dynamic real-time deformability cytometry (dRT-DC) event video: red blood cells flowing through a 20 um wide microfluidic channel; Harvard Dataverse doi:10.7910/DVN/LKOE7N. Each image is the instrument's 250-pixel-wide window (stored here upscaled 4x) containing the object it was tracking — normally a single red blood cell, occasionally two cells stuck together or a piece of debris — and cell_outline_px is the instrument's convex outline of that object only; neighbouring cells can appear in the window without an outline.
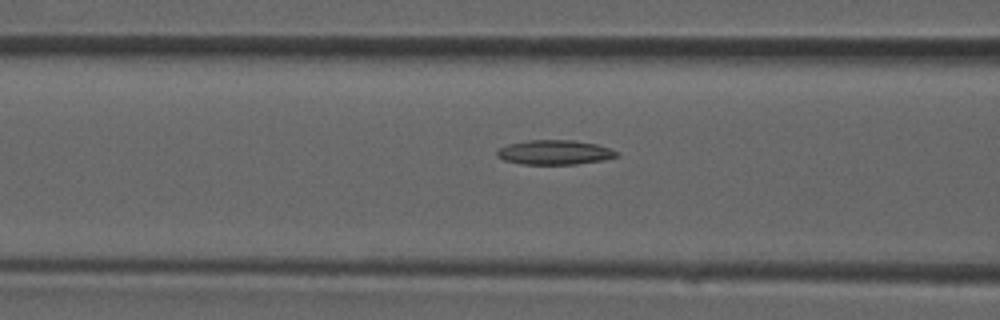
{"species": "common noctule bat (a hibernating species)", "species_latin": "Nyctalus noctula", "temperature_condition": "room temperature", "stored_images_in_passage": 13, "camera_frame_rate_fps": 3000, "um_per_image_px": 0.085, "animal": {"sex": "male", "forearm_length_mm": 52.5}, "frame": {"image": 1, "passage_image": 7, "time_ms": 2.0, "image_size_px": [1000, 320], "cell_outline_px": [[620, 156], [604, 160], [576, 164], [520, 164], [504, 160], [496, 156], [496, 152], [500, 148], [508, 144], [528, 140], [572, 140], [596, 144], [620, 152]], "centroid_in_image_um": [47.16, 12.95], "position_along_channel_um": 119.4, "area_um2": 17.17}}
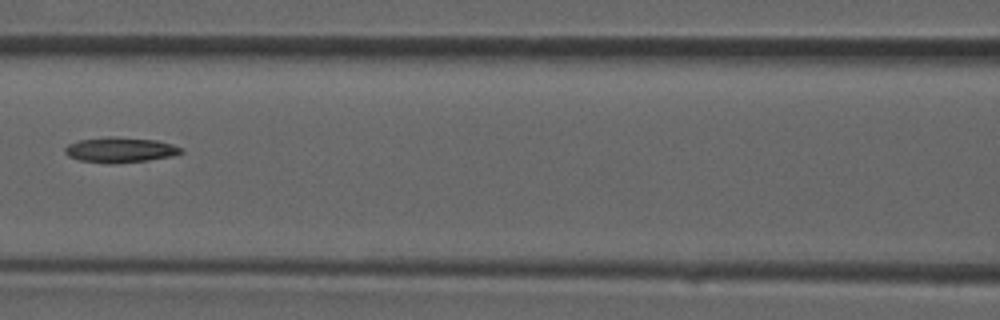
{"frame": {"image": 2, "passage_image": 9, "time_ms": 2.667, "image_size_px": [1000, 320], "cell_outline_px": [[184, 152], [172, 156], [148, 160], [112, 164], [108, 164], [80, 160], [68, 156], [64, 152], [64, 148], [68, 144], [80, 140], [108, 136], [116, 136], [156, 140], [172, 144], [184, 148]], "centroid_in_image_um": [10.22, 12.74], "position_along_channel_um": 156.4, "area_um2": 17.28}}
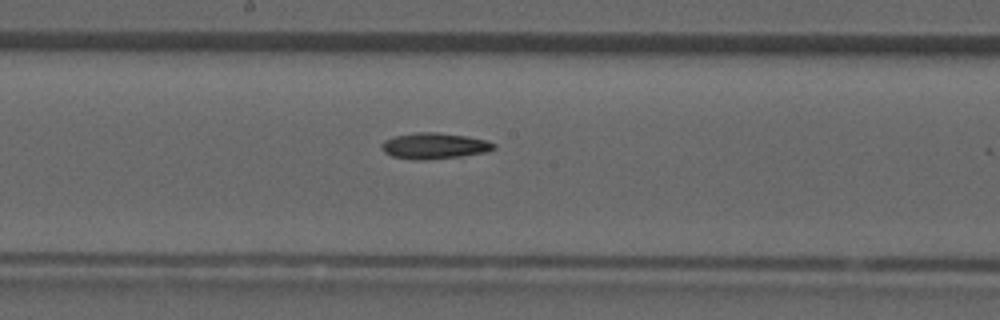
{"frame": {"image": 3, "passage_image": 12, "time_ms": 3.667, "image_size_px": [1000, 320], "cell_outline_px": [[496, 148], [484, 152], [460, 156], [428, 160], [416, 160], [392, 156], [384, 152], [380, 144], [384, 140], [396, 136], [416, 132], [436, 132], [468, 136], [488, 140], [496, 144]], "centroid_in_image_um": [36.92, 12.39], "position_along_channel_um": 211.3, "area_um2": 17.05}}